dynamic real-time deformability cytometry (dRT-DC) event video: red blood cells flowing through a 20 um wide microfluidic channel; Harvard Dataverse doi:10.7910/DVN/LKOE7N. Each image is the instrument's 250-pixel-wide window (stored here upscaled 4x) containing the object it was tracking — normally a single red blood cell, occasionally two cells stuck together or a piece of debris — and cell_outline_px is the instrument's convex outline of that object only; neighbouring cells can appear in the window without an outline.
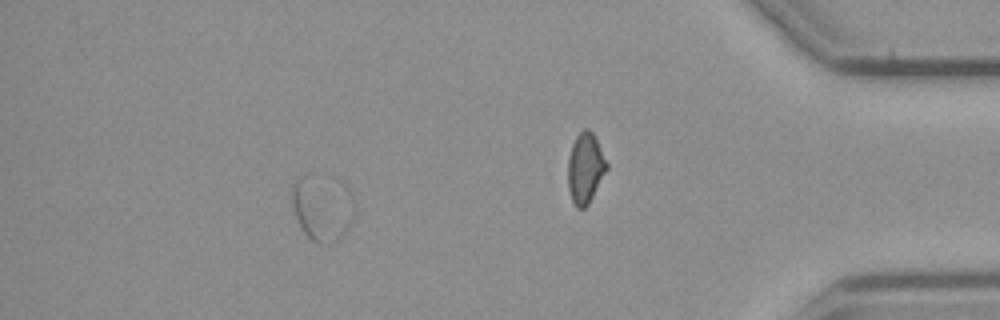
{"species": "common noctule bat (a hibernating species)", "species_latin": "Nyctalus noctula", "temperature_condition": "cold", "stored_images_in_passage": 56, "segment_of_instrument_passage": [2, 2], "camera_frame_rate_fps": 3000, "um_per_image_px": 0.085, "animal": {"sex": "male", "body_mass_g": 23.1, "forearm_length_mm": 52.7}, "frame": {"image": 1, "passage_image": 50, "time_ms": 16.333, "image_size_px": [1000, 320], "cell_outline_px": [[356, 216], [348, 228], [332, 244], [320, 244], [312, 240], [304, 232], [292, 208], [292, 184], [300, 176], [308, 172], [356, 204]], "centroid_in_image_um": [27.31, 17.81], "position_along_channel_um": 407.9, "area_um2": 22.31}}